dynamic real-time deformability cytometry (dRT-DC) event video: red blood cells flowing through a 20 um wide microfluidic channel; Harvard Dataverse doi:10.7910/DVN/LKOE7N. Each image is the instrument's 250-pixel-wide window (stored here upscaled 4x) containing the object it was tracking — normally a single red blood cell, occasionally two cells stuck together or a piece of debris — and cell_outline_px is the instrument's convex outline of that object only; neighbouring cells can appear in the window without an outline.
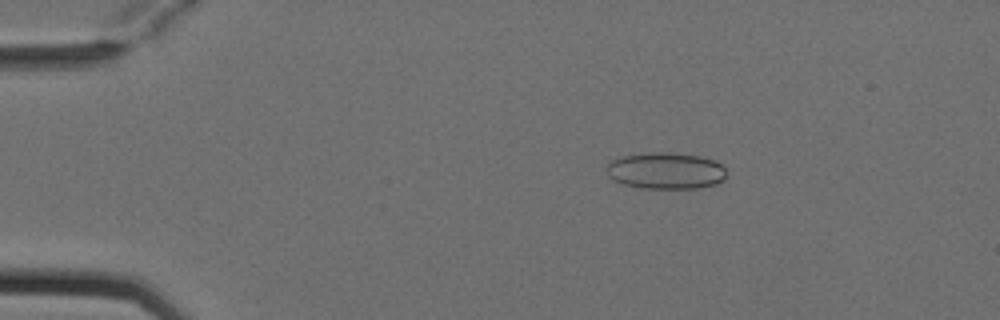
{"species": "Egyptian fruit bat (a non-hibernating species)", "species_latin": "Rousettus aegyptiacus", "temperature_condition": "cold", "stored_images_in_passage": 4, "camera_frame_rate_fps": 3000, "um_per_image_px": 0.085, "animal": {"sex": "female"}, "frame": {"image": 1, "passage_image": 3, "time_ms": 0.667, "image_size_px": [1000, 320], "cell_outline_px": [[724, 180], [716, 184], [696, 188], [644, 188], [624, 184], [612, 180], [608, 176], [608, 164], [612, 160], [624, 156], [652, 152], [672, 152], [700, 156], [716, 160], [724, 168]], "centroid_in_image_um": [56.6, 14.51], "position_along_channel_um": 28.4, "area_um2": 25.43}}